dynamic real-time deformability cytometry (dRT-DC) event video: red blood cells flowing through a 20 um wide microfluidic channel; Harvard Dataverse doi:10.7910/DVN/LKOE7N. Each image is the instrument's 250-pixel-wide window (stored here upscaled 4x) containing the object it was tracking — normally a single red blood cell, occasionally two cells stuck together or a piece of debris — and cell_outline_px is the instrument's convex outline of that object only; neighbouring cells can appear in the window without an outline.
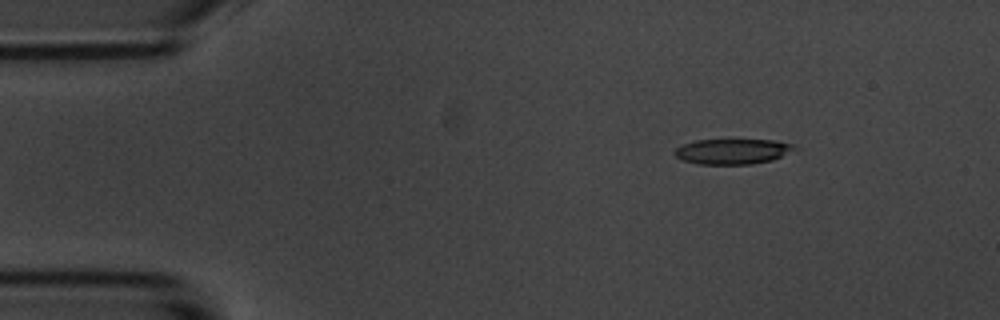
{"species": "common noctule bat (a hibernating species)", "species_latin": "Nyctalus noctula", "temperature_condition": "room temperature", "stored_images_in_passage": 49, "camera_frame_rate_fps": 3000, "um_per_image_px": 0.085, "animal": {"sex": "male", "body_mass_g": 20.1, "forearm_length_mm": 53.5}, "frame": {"image": 1, "passage_image": 1, "time_ms": 0.0, "image_size_px": [1000, 320], "cell_outline_px": [[792, 144], [780, 156], [772, 160], [752, 164], [700, 164], [684, 160], [676, 156], [676, 148], [684, 144], [696, 140], [772, 140]], "centroid_in_image_um": [62.15, 12.87], "position_along_channel_um": 22.8, "area_um2": 16.88}}
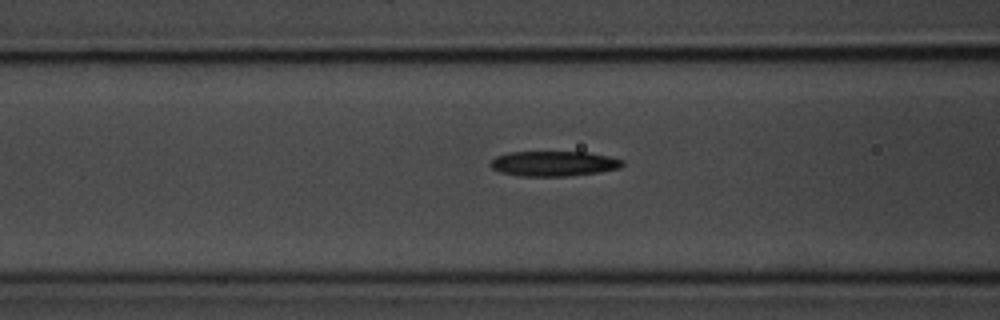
{"frame": {"image": 2, "passage_image": 15, "time_ms": 4.667, "image_size_px": [1000, 320], "cell_outline_px": [[624, 164], [620, 168], [596, 172], [564, 176], [524, 176], [504, 172], [492, 168], [492, 160], [496, 156], [512, 152], [584, 152], [604, 156], [620, 160]], "centroid_in_image_um": [47.05, 13.9], "position_along_channel_um": 119.5, "area_um2": 18.61}}
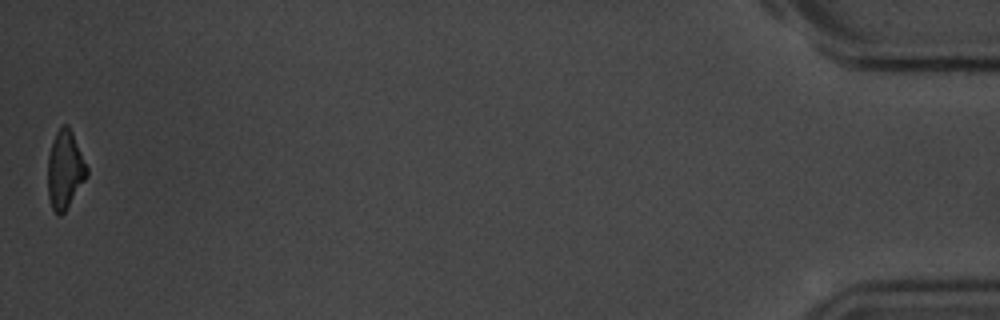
{"frame": {"image": 3, "passage_image": 49, "time_ms": 16.0, "image_size_px": [1000, 320], "cell_outline_px": [[88, 176], [64, 212], [60, 216], [52, 208], [48, 196], [48, 156], [56, 132], [64, 124], [68, 124], [72, 132], [88, 168]], "centroid_in_image_um": [5.53, 14.43], "position_along_channel_um": 429.7, "area_um2": 17.57}, "authors_computed_cell_mechanics": {"area_um2": 18.7272, "velocity_mm_per_s": 3.5834, "shape_relaxation_time_tau1_ms": 4.8438, "shape_relaxation_time_tau2_ms": 10.3041, "deformation_change_tau1": 0.1984, "deformation_change_tau2": 0.2708}}